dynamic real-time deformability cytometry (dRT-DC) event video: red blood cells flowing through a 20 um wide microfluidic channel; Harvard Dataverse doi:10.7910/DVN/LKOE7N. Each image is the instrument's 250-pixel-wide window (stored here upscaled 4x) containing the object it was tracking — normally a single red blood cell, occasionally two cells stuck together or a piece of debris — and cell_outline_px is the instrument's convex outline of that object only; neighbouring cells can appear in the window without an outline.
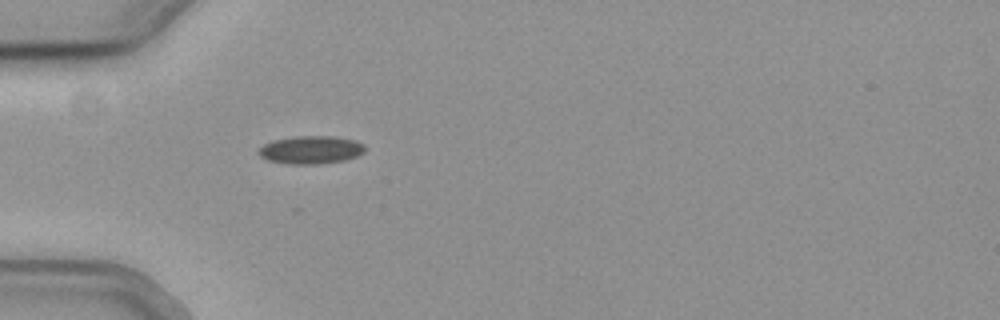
{"species": "common noctule bat (a hibernating species)", "species_latin": "Nyctalus noctula", "temperature_condition": "cold", "stored_images_in_passage": 26, "camera_frame_rate_fps": 3000, "um_per_image_px": 0.085, "animal": {"sex": "female", "body_mass_g": 19.3, "forearm_length_mm": 54.1}, "frame": {"image": 1, "passage_image": 2, "time_ms": 0.333, "image_size_px": [1000, 320], "cell_outline_px": [[364, 152], [356, 156], [344, 160], [320, 164], [288, 164], [268, 160], [260, 156], [256, 152], [264, 144], [272, 140], [296, 136], [332, 136], [352, 140], [364, 144]], "centroid_in_image_um": [26.38, 12.74], "position_along_channel_um": 58.6, "area_um2": 17.28}}
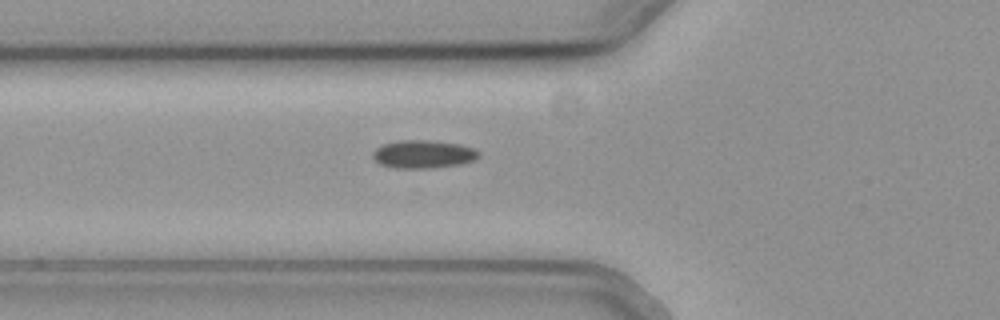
{"frame": {"image": 2, "passage_image": 5, "time_ms": 1.333, "image_size_px": [1000, 320], "cell_outline_px": [[480, 156], [476, 160], [460, 164], [428, 168], [396, 168], [380, 164], [372, 156], [372, 152], [376, 148], [384, 144], [400, 140], [428, 140], [460, 144], [472, 148], [480, 152]], "centroid_in_image_um": [35.99, 13.1], "position_along_channel_um": 89.8, "area_um2": 17.28}}